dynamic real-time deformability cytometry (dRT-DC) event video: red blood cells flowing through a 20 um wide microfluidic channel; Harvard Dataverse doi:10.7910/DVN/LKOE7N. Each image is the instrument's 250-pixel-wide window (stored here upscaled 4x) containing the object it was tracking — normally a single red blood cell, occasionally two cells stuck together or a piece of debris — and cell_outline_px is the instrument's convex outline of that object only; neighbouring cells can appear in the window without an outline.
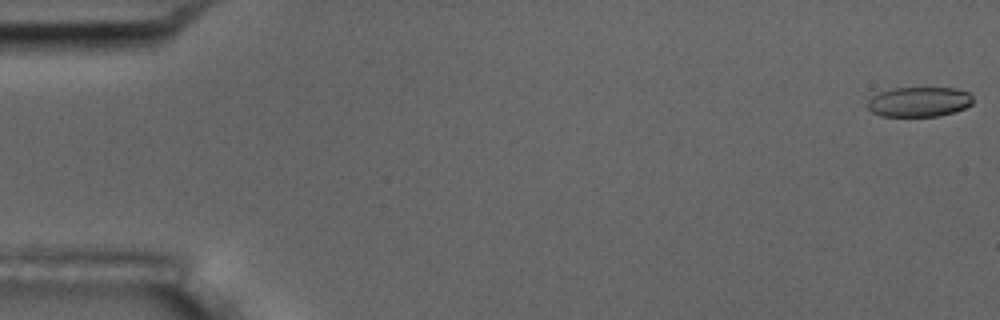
{"species": "common noctule bat (a hibernating species)", "species_latin": "Nyctalus noctula", "temperature_condition": "room temperature", "stored_images_in_passage": 7, "camera_frame_rate_fps": 3000, "um_per_image_px": 0.085, "animal": {"sex": "male", "body_mass_g": 17.5, "forearm_length_mm": 52.3}, "frame": {"image": 1, "passage_image": 1, "time_ms": 0.0, "image_size_px": [1000, 320], "cell_outline_px": [[972, 104], [964, 108], [940, 116], [880, 116], [872, 112], [868, 108], [868, 100], [872, 96], [880, 92], [896, 88], [956, 88], [968, 92], [972, 96]], "centroid_in_image_um": [78.12, 8.66], "position_along_channel_um": 6.9, "area_um2": 18.26}}
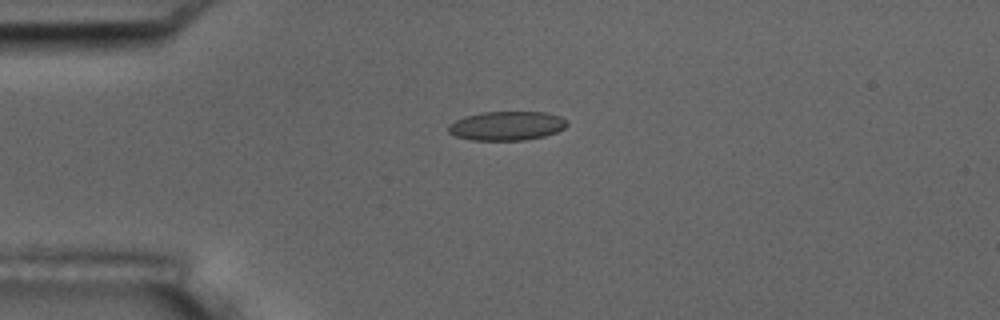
{"frame": {"image": 2, "passage_image": 5, "time_ms": 4.333, "image_size_px": [1000, 320], "cell_outline_px": [[568, 124], [564, 128], [556, 132], [544, 136], [524, 140], [472, 140], [456, 136], [448, 132], [448, 124], [464, 116], [484, 112], [548, 112], [560, 116], [568, 120]], "centroid_in_image_um": [43.09, 10.69], "position_along_channel_um": 41.9, "area_um2": 20.17}}